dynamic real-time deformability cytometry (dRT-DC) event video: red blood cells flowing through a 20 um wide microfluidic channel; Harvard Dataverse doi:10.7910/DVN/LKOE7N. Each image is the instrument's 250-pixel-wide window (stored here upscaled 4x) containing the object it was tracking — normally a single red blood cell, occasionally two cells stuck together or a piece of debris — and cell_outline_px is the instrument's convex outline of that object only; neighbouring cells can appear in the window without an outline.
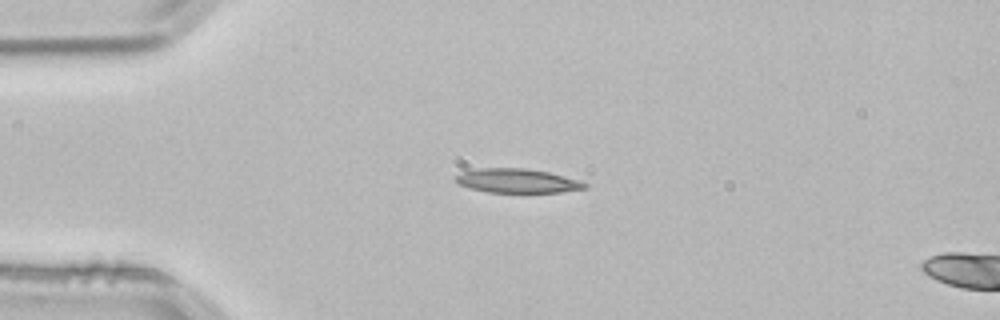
{"species": "common noctule bat (a hibernating species)", "species_latin": "Nyctalus noctula", "temperature_condition": "room temperature", "stored_images_in_passage": 41, "camera_frame_rate_fps": 3000, "um_per_image_px": 0.085, "animal": {"sex": "male", "body_mass_g": 21.5, "forearm_length_mm": 52.0}, "frame": {"image": 1, "passage_image": 1, "time_ms": 0.0, "image_size_px": [1000, 320], "cell_outline_px": [[588, 188], [560, 192], [484, 192], [468, 188], [456, 184], [452, 180], [452, 176], [460, 172], [480, 168], [524, 168], [548, 172], [580, 180], [588, 184]], "centroid_in_image_um": [43.87, 15.37], "position_along_channel_um": 41.1, "area_um2": 18.5}}
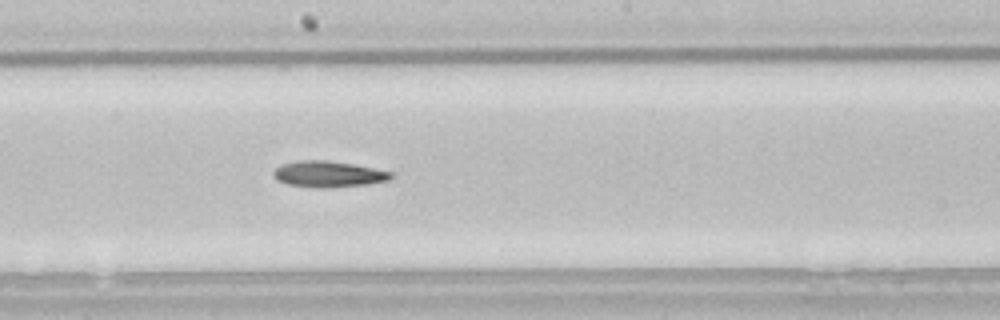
{"frame": {"image": 2, "passage_image": 17, "time_ms": 5.333, "image_size_px": [1000, 320], "cell_outline_px": [[392, 176], [388, 180], [368, 184], [332, 188], [316, 188], [288, 184], [276, 180], [272, 176], [272, 172], [280, 164], [296, 160], [324, 160], [352, 164], [392, 172]], "centroid_in_image_um": [27.84, 14.8], "position_along_channel_um": 220.4, "area_um2": 17.98}}
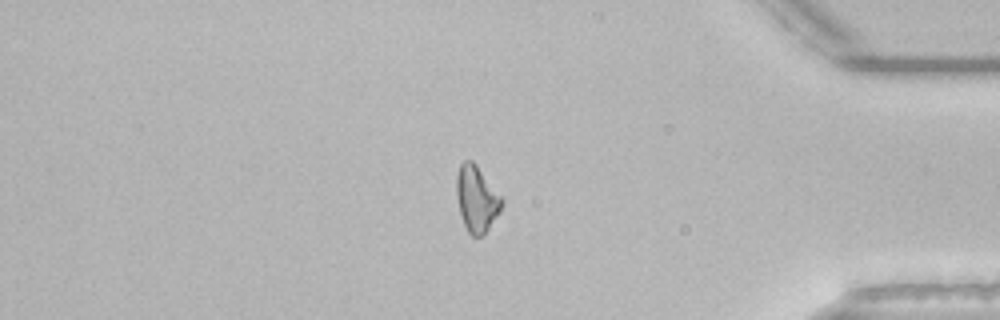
{"frame": {"image": 3, "passage_image": 33, "time_ms": 10.667, "image_size_px": [1000, 320], "cell_outline_px": [[504, 204], [500, 212], [488, 228], [480, 236], [472, 236], [468, 232], [460, 216], [456, 196], [456, 176], [460, 164], [464, 160], [472, 160], [476, 164], [504, 200]], "centroid_in_image_um": [40.5, 16.89], "position_along_channel_um": 394.7, "area_um2": 17.46}}